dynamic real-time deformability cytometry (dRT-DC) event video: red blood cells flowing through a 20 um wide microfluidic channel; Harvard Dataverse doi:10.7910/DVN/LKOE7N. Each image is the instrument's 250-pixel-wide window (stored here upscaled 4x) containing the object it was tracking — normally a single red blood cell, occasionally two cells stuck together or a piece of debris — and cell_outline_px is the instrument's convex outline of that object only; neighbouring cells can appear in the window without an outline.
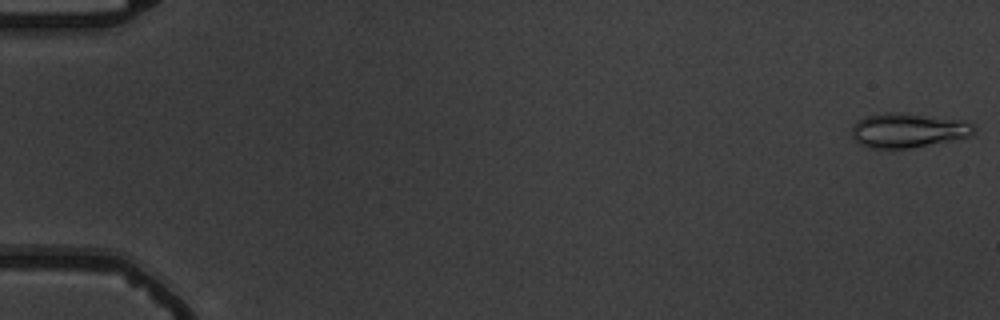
{"species": "common noctule bat (a hibernating species)", "species_latin": "Nyctalus noctula", "temperature_condition": "warm", "stored_images_in_passage": 5, "camera_frame_rate_fps": 3000, "um_per_image_px": 0.085, "animal": {"sex": "male", "body_mass_g": 19.5, "forearm_length_mm": 54.6}, "frame": {"image": 1, "passage_image": 1, "time_ms": 0.0, "image_size_px": [1000, 320], "cell_outline_px": [[976, 128], [968, 136], [908, 148], [872, 148], [860, 144], [852, 136], [852, 124], [864, 116], [884, 112], [900, 112], [964, 120], [972, 124]], "centroid_in_image_um": [77.12, 11.05], "position_along_channel_um": 7.9, "area_um2": 24.28}}
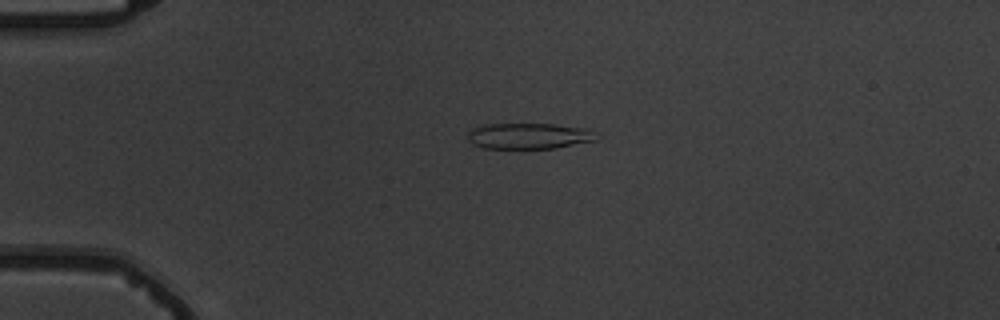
{"frame": {"image": 2, "passage_image": 4, "time_ms": 4.333, "image_size_px": [1000, 320], "cell_outline_px": [[600, 136], [596, 140], [556, 148], [484, 148], [472, 144], [468, 140], [468, 132], [472, 128], [484, 124], [552, 124], [584, 128]], "centroid_in_image_um": [44.93, 11.56], "position_along_channel_um": 40.1, "area_um2": 19.36}}